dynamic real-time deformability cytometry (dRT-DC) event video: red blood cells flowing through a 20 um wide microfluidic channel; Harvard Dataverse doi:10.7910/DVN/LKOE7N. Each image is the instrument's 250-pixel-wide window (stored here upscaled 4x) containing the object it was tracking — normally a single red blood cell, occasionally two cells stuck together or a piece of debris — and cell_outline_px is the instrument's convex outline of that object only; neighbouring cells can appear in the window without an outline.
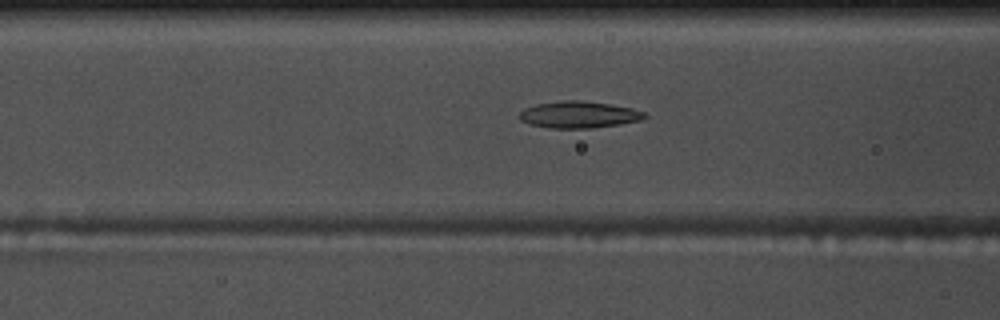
{"species": "common noctule bat (a hibernating species)", "species_latin": "Nyctalus noctula", "temperature_condition": "warm", "stored_images_in_passage": 44, "camera_frame_rate_fps": 3000, "um_per_image_px": 0.085, "animal": {"sex": "male", "body_mass_g": 17.5, "forearm_length_mm": 52.3}, "frame": {"image": 1, "passage_image": 11, "time_ms": 3.333, "image_size_px": [1000, 320], "cell_outline_px": [[648, 116], [644, 120], [620, 124], [592, 128], [552, 128], [532, 124], [520, 120], [520, 112], [524, 108], [536, 104], [560, 100], [580, 100], [612, 104], [632, 108], [644, 112]], "centroid_in_image_um": [49.25, 9.73], "position_along_channel_um": 117.4, "area_um2": 19.59}}
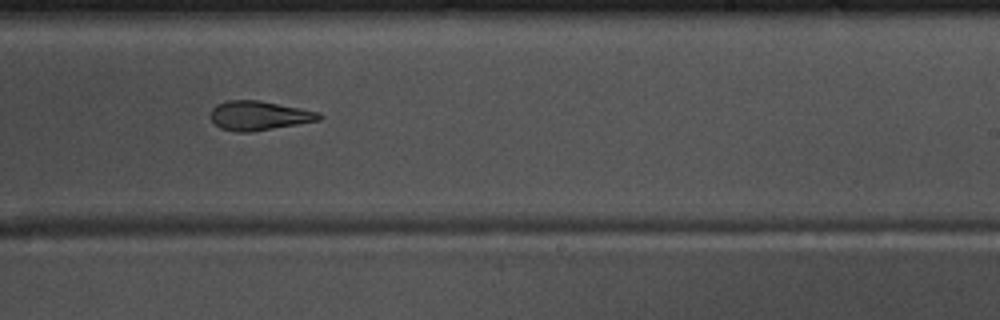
{"frame": {"image": 2, "passage_image": 23, "time_ms": 7.333, "image_size_px": [1000, 320], "cell_outline_px": [[324, 116], [320, 120], [252, 132], [236, 132], [220, 128], [212, 120], [212, 108], [216, 104], [228, 100], [260, 100], [320, 112]], "centroid_in_image_um": [22.04, 9.82], "position_along_channel_um": 267.0, "area_um2": 18.5}}
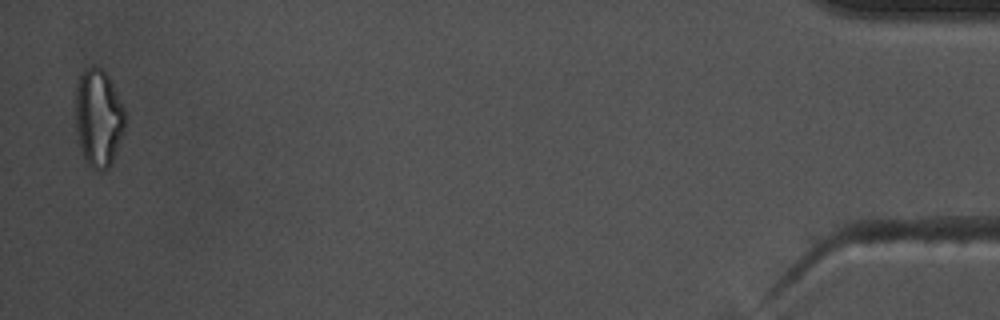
{"frame": {"image": 3, "passage_image": 43, "time_ms": 14.0, "image_size_px": [1000, 320], "cell_outline_px": [[124, 128], [112, 164], [104, 172], [96, 172], [84, 160], [80, 148], [76, 128], [76, 84], [84, 68], [92, 64], [96, 64], [108, 76], [124, 108]], "centroid_in_image_um": [8.35, 10.04], "position_along_channel_um": 426.9, "area_um2": 28.38}, "authors_computed_cell_mechanics": {"area_um2": 19.1896, "velocity_mm_per_s": 3.7463, "shape_relaxation_time_tau1_ms": 8.4701, "shape_relaxation_time_tau2_ms": 4.5294, "deformation_change_tau1": 0.2347, "deformation_change_tau2": 0.1372}}